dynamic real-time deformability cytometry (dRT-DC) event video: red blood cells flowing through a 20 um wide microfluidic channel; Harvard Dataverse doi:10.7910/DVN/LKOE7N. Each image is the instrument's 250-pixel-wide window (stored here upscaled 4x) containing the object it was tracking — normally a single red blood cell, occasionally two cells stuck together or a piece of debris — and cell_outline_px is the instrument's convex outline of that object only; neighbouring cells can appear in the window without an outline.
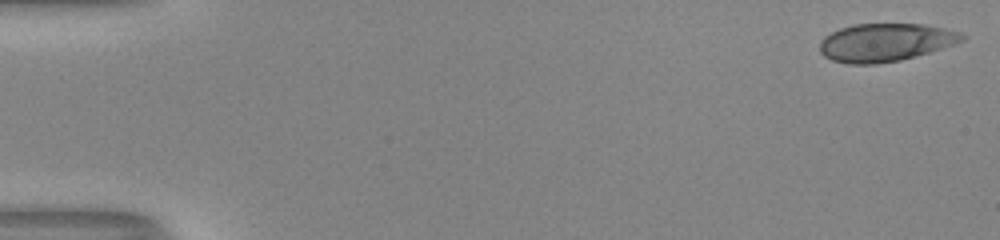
{"species": "human", "species_latin": "Homo sapiens", "temperature_condition": "room temperature", "stored_images_in_passage": 50, "camera_frame_rate_fps": 3000, "um_per_image_px": 0.085, "donor": {"sex": "male"}, "frame": {"image": 1, "passage_image": 1, "time_ms": 0.0, "image_size_px": [1000, 240], "cell_outline_px": [[968, 36], [964, 40], [916, 56], [900, 60], [876, 64], [848, 64], [832, 60], [824, 56], [820, 52], [820, 40], [824, 36], [840, 28], [856, 24], [924, 24], [944, 28], [960, 32]], "centroid_in_image_um": [75.24, 3.6], "position_along_channel_um": 9.8, "area_um2": 31.44}}
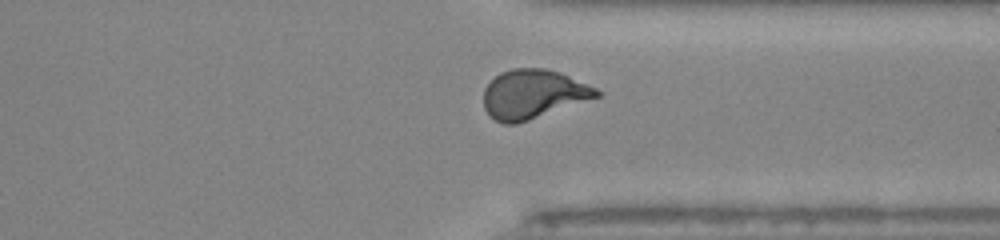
{"frame": {"image": 2, "passage_image": 40, "time_ms": 13.0, "image_size_px": [1000, 240], "cell_outline_px": [[604, 92], [600, 96], [516, 124], [504, 124], [496, 120], [484, 108], [484, 88], [500, 72], [512, 68], [544, 68], [560, 72], [596, 88]], "centroid_in_image_um": [45.32, 7.99], "position_along_channel_um": 366.1, "area_um2": 32.02}}
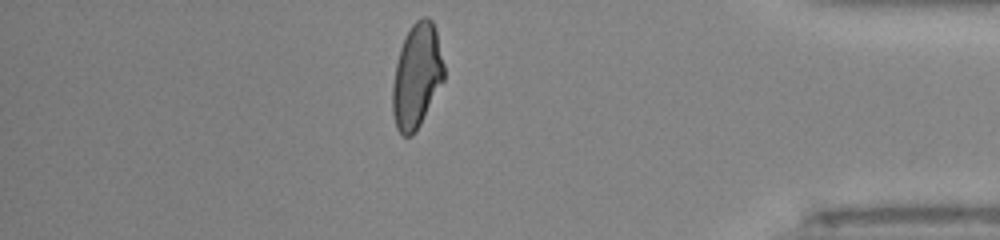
{"frame": {"image": 3, "passage_image": 45, "time_ms": 14.667, "image_size_px": [1000, 240], "cell_outline_px": [[444, 80], [420, 124], [412, 136], [404, 136], [396, 128], [392, 112], [392, 84], [396, 64], [400, 48], [404, 36], [412, 24], [416, 20], [424, 16], [428, 16], [432, 20], [436, 28], [444, 64]], "centroid_in_image_um": [35.42, 6.42], "position_along_channel_um": 399.8, "area_um2": 31.44}}